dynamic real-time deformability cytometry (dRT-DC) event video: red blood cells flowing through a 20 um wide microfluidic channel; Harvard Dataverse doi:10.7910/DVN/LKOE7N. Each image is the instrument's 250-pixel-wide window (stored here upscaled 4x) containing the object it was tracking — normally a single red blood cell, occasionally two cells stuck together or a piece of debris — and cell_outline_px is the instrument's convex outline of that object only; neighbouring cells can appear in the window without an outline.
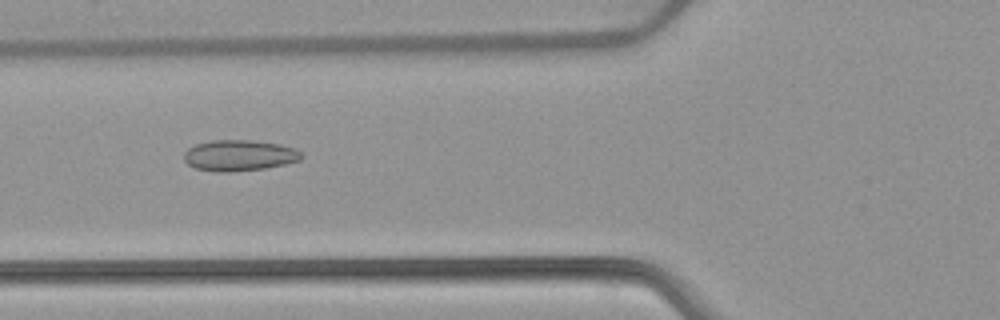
{"species": "common noctule bat (a hibernating species)", "species_latin": "Nyctalus noctula", "temperature_condition": "warm", "stored_images_in_passage": 52, "camera_frame_rate_fps": 3000, "um_per_image_px": 0.085, "animal": {"sex": "female", "body_mass_g": 22.7, "forearm_length_mm": 54.2}, "frame": {"image": 1, "passage_image": 20, "time_ms": 6.333, "image_size_px": [1000, 320], "cell_outline_px": [[304, 156], [300, 160], [284, 164], [264, 168], [232, 172], [216, 172], [196, 168], [188, 164], [184, 160], [184, 152], [188, 148], [196, 144], [212, 140], [252, 140], [280, 144], [296, 148]], "centroid_in_image_um": [20.34, 13.21], "position_along_channel_um": 105.5, "area_um2": 21.27}}
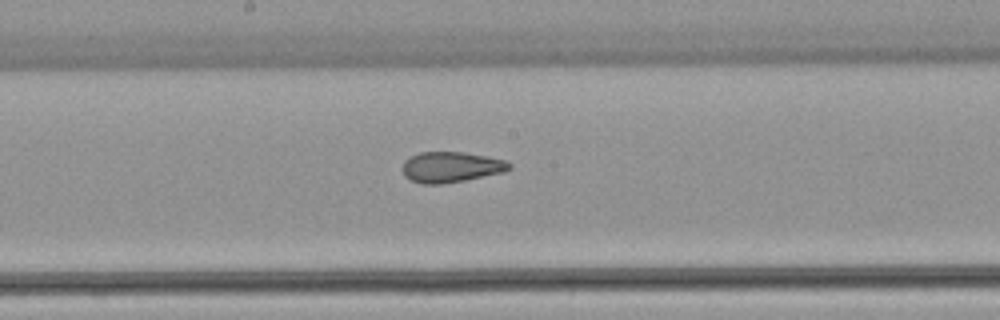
{"frame": {"image": 2, "passage_image": 28, "time_ms": 9.0, "image_size_px": [1000, 320], "cell_outline_px": [[512, 168], [504, 172], [464, 180], [440, 184], [420, 184], [404, 176], [400, 168], [404, 160], [420, 152], [464, 152], [488, 156], [504, 160], [512, 164]], "centroid_in_image_um": [38.31, 14.2], "position_along_channel_um": 209.9, "area_um2": 19.19}}
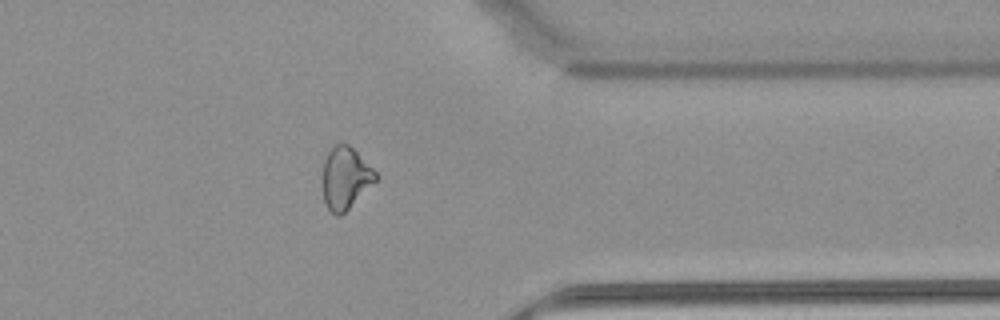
{"frame": {"image": 3, "passage_image": 42, "time_ms": 13.667, "image_size_px": [1000, 320], "cell_outline_px": [[376, 180], [340, 216], [336, 216], [328, 208], [324, 200], [324, 160], [328, 152], [336, 144], [348, 144], [376, 172]], "centroid_in_image_um": [29.35, 15.13], "position_along_channel_um": 382.1, "area_um2": 18.38}, "authors_computed_cell_mechanics": {"area_um2": 21.0392, "velocity_mm_per_s": 3.9063, "shape_relaxation_time_tau1_ms": null, "shape_relaxation_time_tau2_ms": 1.839, "deformation_change_tau1": null, "deformation_change_tau2": 0.0823}}